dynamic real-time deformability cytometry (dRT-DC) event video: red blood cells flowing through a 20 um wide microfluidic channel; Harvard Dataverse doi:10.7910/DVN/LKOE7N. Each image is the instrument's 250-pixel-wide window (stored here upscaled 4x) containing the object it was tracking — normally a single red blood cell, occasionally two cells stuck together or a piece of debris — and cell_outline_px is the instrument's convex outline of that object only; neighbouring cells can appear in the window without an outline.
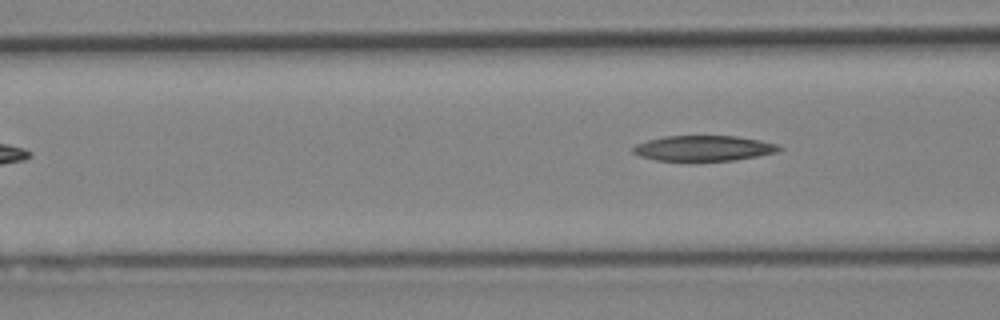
{"species": "Egyptian fruit bat (a non-hibernating species)", "species_latin": "Rousettus aegyptiacus", "temperature_condition": "cold", "stored_images_in_passage": 4, "camera_frame_rate_fps": 3000, "um_per_image_px": 0.085, "animal": {"sex": "female"}, "frame": {"image": 1, "passage_image": 4, "time_ms": 3.667, "image_size_px": [1000, 320], "cell_outline_px": [[784, 148], [780, 152], [736, 160], [688, 164], [656, 160], [640, 156], [632, 152], [632, 148], [636, 144], [648, 140], [664, 136], [736, 136], [760, 140], [776, 144]], "centroid_in_image_um": [59.8, 12.65], "position_along_channel_um": 106.8, "area_um2": 22.72}}